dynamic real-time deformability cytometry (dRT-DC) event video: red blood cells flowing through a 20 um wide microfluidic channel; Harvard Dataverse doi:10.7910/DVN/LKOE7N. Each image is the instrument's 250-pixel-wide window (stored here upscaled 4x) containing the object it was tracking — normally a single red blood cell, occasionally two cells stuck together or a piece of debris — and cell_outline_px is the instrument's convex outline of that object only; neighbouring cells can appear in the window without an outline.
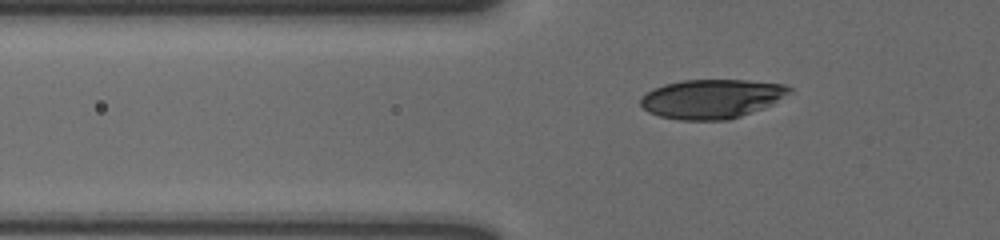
{"species": "human", "species_latin": "Homo sapiens", "temperature_condition": "cold", "stored_images_in_passage": 40, "camera_frame_rate_fps": 3000, "um_per_image_px": 0.085, "donor": {"sex": "male"}, "frame": {"image": 1, "passage_image": 3, "time_ms": 0.667, "image_size_px": [1000, 240], "cell_outline_px": [[792, 92], [772, 104], [764, 108], [728, 120], [680, 120], [660, 116], [648, 112], [640, 104], [640, 100], [648, 92], [664, 84], [680, 80], [748, 80], [784, 84], [792, 88]], "centroid_in_image_um": [60.52, 8.4], "position_along_channel_um": 65.3, "area_um2": 33.93}}
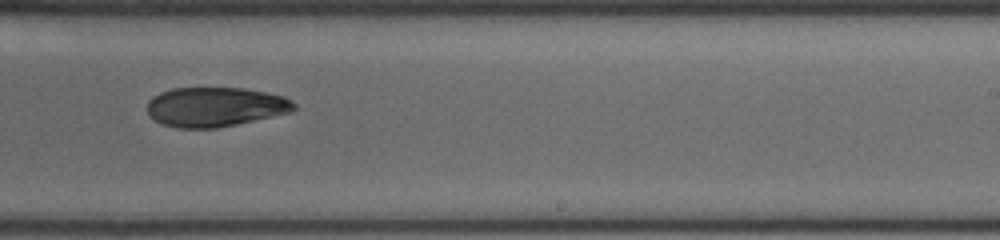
{"frame": {"image": 2, "passage_image": 21, "time_ms": 6.667, "image_size_px": [1000, 240], "cell_outline_px": [[296, 108], [292, 112], [236, 124], [216, 128], [176, 128], [160, 124], [148, 112], [148, 100], [152, 96], [160, 92], [172, 88], [244, 88], [268, 92], [284, 96], [292, 100], [296, 104]], "centroid_in_image_um": [18.31, 9.08], "position_along_channel_um": 270.7, "area_um2": 33.99}}
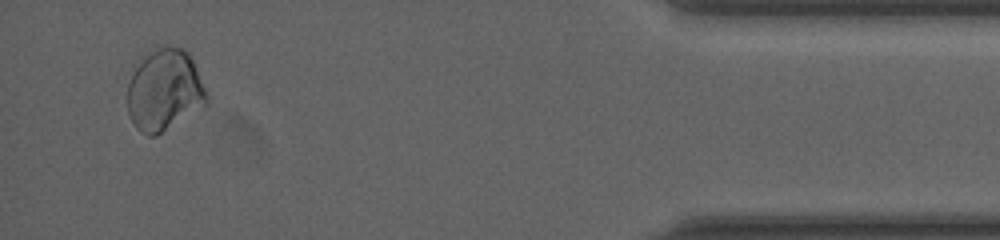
{"frame": {"image": 3, "passage_image": 38, "time_ms": 12.333, "image_size_px": [1000, 240], "cell_outline_px": [[208, 104], [156, 136], [148, 136], [140, 132], [136, 128], [128, 112], [128, 84], [144, 52], [156, 44], [168, 44], [184, 48], [188, 52], [192, 60], [208, 96]], "centroid_in_image_um": [13.97, 7.61], "position_along_channel_um": 421.2, "area_um2": 38.15}, "authors_computed_cell_mechanics": {"area_um2": 34.7667, "velocity_mm_per_s": 3.6038, "shape_relaxation_time_tau1_ms": 4.396, "shape_relaxation_time_tau2_ms": null, "deformation_change_tau1": 0.0584, "deformation_change_tau2": null}}